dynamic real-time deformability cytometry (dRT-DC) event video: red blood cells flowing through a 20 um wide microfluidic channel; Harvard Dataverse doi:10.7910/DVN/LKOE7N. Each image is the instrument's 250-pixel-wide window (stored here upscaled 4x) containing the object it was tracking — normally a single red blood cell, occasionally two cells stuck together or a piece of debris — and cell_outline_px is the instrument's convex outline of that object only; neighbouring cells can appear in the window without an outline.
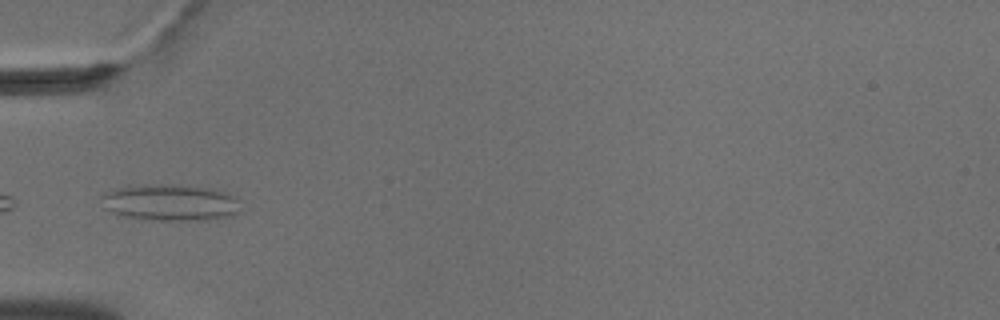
{"species": "common noctule bat (a hibernating species)", "species_latin": "Nyctalus noctula", "temperature_condition": "cold", "stored_images_in_passage": 37, "camera_frame_rate_fps": 3000, "um_per_image_px": 0.085, "animal": {"sex": "male", "body_mass_g": 18.8}, "frame": {"image": 1, "passage_image": 1, "time_ms": 0.0, "image_size_px": [1000, 320], "cell_outline_px": [[240, 212], [232, 216], [208, 220], [152, 220], [120, 216], [104, 208], [100, 196], [108, 192], [120, 188], [144, 184], [180, 184], [216, 188], [236, 196]], "centroid_in_image_um": [14.52, 17.21], "position_along_channel_um": 70.5, "area_um2": 30.11}}
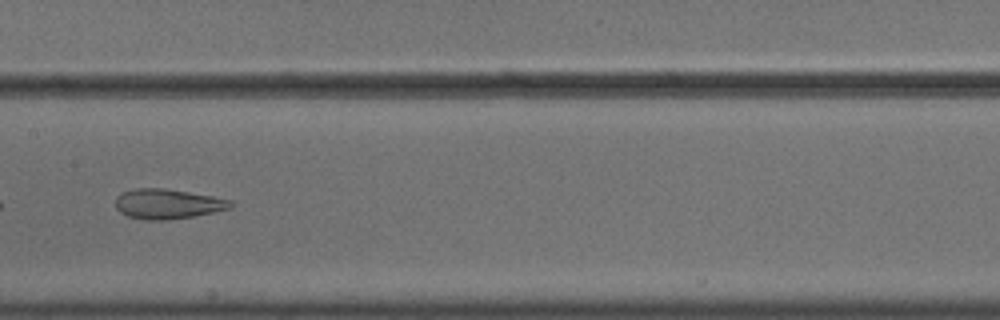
{"frame": {"image": 2, "passage_image": 11, "time_ms": 3.333, "image_size_px": [1000, 320], "cell_outline_px": [[236, 204], [232, 208], [192, 216], [168, 220], [144, 220], [128, 216], [120, 212], [116, 208], [116, 196], [124, 192], [136, 188], [164, 188], [212, 196], [232, 200]], "centroid_in_image_um": [14.27, 17.33], "position_along_channel_um": 193.1, "area_um2": 20.06}, "authors_computed_cell_mechanics": {"area_um2": 21.8484, "velocity_mm_per_s": 3.673, "shape_relaxation_time_tau1_ms": null, "shape_relaxation_time_tau2_ms": 1.8503, "deformation_change_tau1": null, "deformation_change_tau2": 0.1012}}